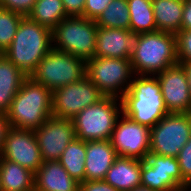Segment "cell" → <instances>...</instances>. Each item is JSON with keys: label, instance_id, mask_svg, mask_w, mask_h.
<instances>
[{"label": "cell", "instance_id": "cell-1", "mask_svg": "<svg viewBox=\"0 0 191 191\" xmlns=\"http://www.w3.org/2000/svg\"><path fill=\"white\" fill-rule=\"evenodd\" d=\"M121 102L122 113L150 129L169 113L155 75H135Z\"/></svg>", "mask_w": 191, "mask_h": 191}, {"label": "cell", "instance_id": "cell-2", "mask_svg": "<svg viewBox=\"0 0 191 191\" xmlns=\"http://www.w3.org/2000/svg\"><path fill=\"white\" fill-rule=\"evenodd\" d=\"M53 48L52 30L27 16L20 21L12 43L3 53L27 77Z\"/></svg>", "mask_w": 191, "mask_h": 191}, {"label": "cell", "instance_id": "cell-3", "mask_svg": "<svg viewBox=\"0 0 191 191\" xmlns=\"http://www.w3.org/2000/svg\"><path fill=\"white\" fill-rule=\"evenodd\" d=\"M130 62L135 75H156L177 65L176 34L163 31L136 34Z\"/></svg>", "mask_w": 191, "mask_h": 191}, {"label": "cell", "instance_id": "cell-4", "mask_svg": "<svg viewBox=\"0 0 191 191\" xmlns=\"http://www.w3.org/2000/svg\"><path fill=\"white\" fill-rule=\"evenodd\" d=\"M7 114L13 128H39L52 116V91L28 77L17 91Z\"/></svg>", "mask_w": 191, "mask_h": 191}, {"label": "cell", "instance_id": "cell-5", "mask_svg": "<svg viewBox=\"0 0 191 191\" xmlns=\"http://www.w3.org/2000/svg\"><path fill=\"white\" fill-rule=\"evenodd\" d=\"M121 114V99L104 96L72 119L76 138L83 141L110 140Z\"/></svg>", "mask_w": 191, "mask_h": 191}, {"label": "cell", "instance_id": "cell-6", "mask_svg": "<svg viewBox=\"0 0 191 191\" xmlns=\"http://www.w3.org/2000/svg\"><path fill=\"white\" fill-rule=\"evenodd\" d=\"M98 26L86 17H66L53 30V48L85 61L94 57Z\"/></svg>", "mask_w": 191, "mask_h": 191}, {"label": "cell", "instance_id": "cell-7", "mask_svg": "<svg viewBox=\"0 0 191 191\" xmlns=\"http://www.w3.org/2000/svg\"><path fill=\"white\" fill-rule=\"evenodd\" d=\"M85 76L84 59L52 48L30 77L53 92L67 84L81 81Z\"/></svg>", "mask_w": 191, "mask_h": 191}, {"label": "cell", "instance_id": "cell-8", "mask_svg": "<svg viewBox=\"0 0 191 191\" xmlns=\"http://www.w3.org/2000/svg\"><path fill=\"white\" fill-rule=\"evenodd\" d=\"M86 76L104 96L121 99L135 74L130 59L94 56L86 61Z\"/></svg>", "mask_w": 191, "mask_h": 191}, {"label": "cell", "instance_id": "cell-9", "mask_svg": "<svg viewBox=\"0 0 191 191\" xmlns=\"http://www.w3.org/2000/svg\"><path fill=\"white\" fill-rule=\"evenodd\" d=\"M191 136V113H168L150 130V153L177 157Z\"/></svg>", "mask_w": 191, "mask_h": 191}, {"label": "cell", "instance_id": "cell-10", "mask_svg": "<svg viewBox=\"0 0 191 191\" xmlns=\"http://www.w3.org/2000/svg\"><path fill=\"white\" fill-rule=\"evenodd\" d=\"M104 97L85 76L81 81L67 84L52 92V116L72 120L81 110Z\"/></svg>", "mask_w": 191, "mask_h": 191}, {"label": "cell", "instance_id": "cell-11", "mask_svg": "<svg viewBox=\"0 0 191 191\" xmlns=\"http://www.w3.org/2000/svg\"><path fill=\"white\" fill-rule=\"evenodd\" d=\"M150 130L122 113L110 138L117 157L145 160L150 153Z\"/></svg>", "mask_w": 191, "mask_h": 191}, {"label": "cell", "instance_id": "cell-12", "mask_svg": "<svg viewBox=\"0 0 191 191\" xmlns=\"http://www.w3.org/2000/svg\"><path fill=\"white\" fill-rule=\"evenodd\" d=\"M141 185L154 191H183L177 158L149 153L142 160Z\"/></svg>", "mask_w": 191, "mask_h": 191}, {"label": "cell", "instance_id": "cell-13", "mask_svg": "<svg viewBox=\"0 0 191 191\" xmlns=\"http://www.w3.org/2000/svg\"><path fill=\"white\" fill-rule=\"evenodd\" d=\"M0 157L16 162L34 174L43 163L34 130L13 127L6 136Z\"/></svg>", "mask_w": 191, "mask_h": 191}, {"label": "cell", "instance_id": "cell-14", "mask_svg": "<svg viewBox=\"0 0 191 191\" xmlns=\"http://www.w3.org/2000/svg\"><path fill=\"white\" fill-rule=\"evenodd\" d=\"M43 161L59 160L68 144L76 138L72 120L51 116L34 130Z\"/></svg>", "mask_w": 191, "mask_h": 191}, {"label": "cell", "instance_id": "cell-15", "mask_svg": "<svg viewBox=\"0 0 191 191\" xmlns=\"http://www.w3.org/2000/svg\"><path fill=\"white\" fill-rule=\"evenodd\" d=\"M169 113H191V95L186 73L181 64L166 68L155 75Z\"/></svg>", "mask_w": 191, "mask_h": 191}, {"label": "cell", "instance_id": "cell-16", "mask_svg": "<svg viewBox=\"0 0 191 191\" xmlns=\"http://www.w3.org/2000/svg\"><path fill=\"white\" fill-rule=\"evenodd\" d=\"M135 43L136 34L130 30L98 27L94 56L130 59Z\"/></svg>", "mask_w": 191, "mask_h": 191}, {"label": "cell", "instance_id": "cell-17", "mask_svg": "<svg viewBox=\"0 0 191 191\" xmlns=\"http://www.w3.org/2000/svg\"><path fill=\"white\" fill-rule=\"evenodd\" d=\"M80 182L71 177L58 160L43 161L34 175V191H79Z\"/></svg>", "mask_w": 191, "mask_h": 191}, {"label": "cell", "instance_id": "cell-18", "mask_svg": "<svg viewBox=\"0 0 191 191\" xmlns=\"http://www.w3.org/2000/svg\"><path fill=\"white\" fill-rule=\"evenodd\" d=\"M116 158L110 140L86 141L85 181L104 180Z\"/></svg>", "mask_w": 191, "mask_h": 191}, {"label": "cell", "instance_id": "cell-19", "mask_svg": "<svg viewBox=\"0 0 191 191\" xmlns=\"http://www.w3.org/2000/svg\"><path fill=\"white\" fill-rule=\"evenodd\" d=\"M142 160L117 157L107 171L105 181L120 191H132L141 185Z\"/></svg>", "mask_w": 191, "mask_h": 191}, {"label": "cell", "instance_id": "cell-20", "mask_svg": "<svg viewBox=\"0 0 191 191\" xmlns=\"http://www.w3.org/2000/svg\"><path fill=\"white\" fill-rule=\"evenodd\" d=\"M27 78L6 56L0 57V112L8 113L17 91Z\"/></svg>", "mask_w": 191, "mask_h": 191}, {"label": "cell", "instance_id": "cell-21", "mask_svg": "<svg viewBox=\"0 0 191 191\" xmlns=\"http://www.w3.org/2000/svg\"><path fill=\"white\" fill-rule=\"evenodd\" d=\"M152 9L157 31H181L184 0H152Z\"/></svg>", "mask_w": 191, "mask_h": 191}, {"label": "cell", "instance_id": "cell-22", "mask_svg": "<svg viewBox=\"0 0 191 191\" xmlns=\"http://www.w3.org/2000/svg\"><path fill=\"white\" fill-rule=\"evenodd\" d=\"M34 175L18 163L0 157L2 191H34Z\"/></svg>", "mask_w": 191, "mask_h": 191}, {"label": "cell", "instance_id": "cell-23", "mask_svg": "<svg viewBox=\"0 0 191 191\" xmlns=\"http://www.w3.org/2000/svg\"><path fill=\"white\" fill-rule=\"evenodd\" d=\"M86 141L72 140L59 158V162L68 174L78 182L85 181Z\"/></svg>", "mask_w": 191, "mask_h": 191}, {"label": "cell", "instance_id": "cell-24", "mask_svg": "<svg viewBox=\"0 0 191 191\" xmlns=\"http://www.w3.org/2000/svg\"><path fill=\"white\" fill-rule=\"evenodd\" d=\"M130 31L134 34L157 31L152 0H127Z\"/></svg>", "mask_w": 191, "mask_h": 191}, {"label": "cell", "instance_id": "cell-25", "mask_svg": "<svg viewBox=\"0 0 191 191\" xmlns=\"http://www.w3.org/2000/svg\"><path fill=\"white\" fill-rule=\"evenodd\" d=\"M27 17L53 30L67 15L62 0H36Z\"/></svg>", "mask_w": 191, "mask_h": 191}, {"label": "cell", "instance_id": "cell-26", "mask_svg": "<svg viewBox=\"0 0 191 191\" xmlns=\"http://www.w3.org/2000/svg\"><path fill=\"white\" fill-rule=\"evenodd\" d=\"M98 27L130 30L127 0H112L95 21Z\"/></svg>", "mask_w": 191, "mask_h": 191}, {"label": "cell", "instance_id": "cell-27", "mask_svg": "<svg viewBox=\"0 0 191 191\" xmlns=\"http://www.w3.org/2000/svg\"><path fill=\"white\" fill-rule=\"evenodd\" d=\"M24 16L0 7V50L4 53L16 34Z\"/></svg>", "mask_w": 191, "mask_h": 191}, {"label": "cell", "instance_id": "cell-28", "mask_svg": "<svg viewBox=\"0 0 191 191\" xmlns=\"http://www.w3.org/2000/svg\"><path fill=\"white\" fill-rule=\"evenodd\" d=\"M176 158L183 177V190L191 189V136Z\"/></svg>", "mask_w": 191, "mask_h": 191}, {"label": "cell", "instance_id": "cell-29", "mask_svg": "<svg viewBox=\"0 0 191 191\" xmlns=\"http://www.w3.org/2000/svg\"><path fill=\"white\" fill-rule=\"evenodd\" d=\"M178 63L191 62V30L176 34Z\"/></svg>", "mask_w": 191, "mask_h": 191}, {"label": "cell", "instance_id": "cell-30", "mask_svg": "<svg viewBox=\"0 0 191 191\" xmlns=\"http://www.w3.org/2000/svg\"><path fill=\"white\" fill-rule=\"evenodd\" d=\"M35 3L36 0H0V7L25 17L31 12Z\"/></svg>", "mask_w": 191, "mask_h": 191}, {"label": "cell", "instance_id": "cell-31", "mask_svg": "<svg viewBox=\"0 0 191 191\" xmlns=\"http://www.w3.org/2000/svg\"><path fill=\"white\" fill-rule=\"evenodd\" d=\"M112 0H86L83 17L96 21Z\"/></svg>", "mask_w": 191, "mask_h": 191}, {"label": "cell", "instance_id": "cell-32", "mask_svg": "<svg viewBox=\"0 0 191 191\" xmlns=\"http://www.w3.org/2000/svg\"><path fill=\"white\" fill-rule=\"evenodd\" d=\"M67 17H83L86 0H62Z\"/></svg>", "mask_w": 191, "mask_h": 191}, {"label": "cell", "instance_id": "cell-33", "mask_svg": "<svg viewBox=\"0 0 191 191\" xmlns=\"http://www.w3.org/2000/svg\"><path fill=\"white\" fill-rule=\"evenodd\" d=\"M79 191H120L108 184L105 180L80 182Z\"/></svg>", "mask_w": 191, "mask_h": 191}, {"label": "cell", "instance_id": "cell-34", "mask_svg": "<svg viewBox=\"0 0 191 191\" xmlns=\"http://www.w3.org/2000/svg\"><path fill=\"white\" fill-rule=\"evenodd\" d=\"M11 128L8 114L0 112V153L2 151L6 136Z\"/></svg>", "mask_w": 191, "mask_h": 191}, {"label": "cell", "instance_id": "cell-35", "mask_svg": "<svg viewBox=\"0 0 191 191\" xmlns=\"http://www.w3.org/2000/svg\"><path fill=\"white\" fill-rule=\"evenodd\" d=\"M191 30V0H184L181 31Z\"/></svg>", "mask_w": 191, "mask_h": 191}, {"label": "cell", "instance_id": "cell-36", "mask_svg": "<svg viewBox=\"0 0 191 191\" xmlns=\"http://www.w3.org/2000/svg\"><path fill=\"white\" fill-rule=\"evenodd\" d=\"M183 66L184 71L186 73V77H187V81H188V85H189V91H190V95H191V62H183V63H179Z\"/></svg>", "mask_w": 191, "mask_h": 191}, {"label": "cell", "instance_id": "cell-37", "mask_svg": "<svg viewBox=\"0 0 191 191\" xmlns=\"http://www.w3.org/2000/svg\"><path fill=\"white\" fill-rule=\"evenodd\" d=\"M132 191H154V190H152V189H150V188H148V187H145V186H142V185H140V186H137L135 189H133Z\"/></svg>", "mask_w": 191, "mask_h": 191}, {"label": "cell", "instance_id": "cell-38", "mask_svg": "<svg viewBox=\"0 0 191 191\" xmlns=\"http://www.w3.org/2000/svg\"><path fill=\"white\" fill-rule=\"evenodd\" d=\"M3 56V52L0 50V57Z\"/></svg>", "mask_w": 191, "mask_h": 191}]
</instances>
